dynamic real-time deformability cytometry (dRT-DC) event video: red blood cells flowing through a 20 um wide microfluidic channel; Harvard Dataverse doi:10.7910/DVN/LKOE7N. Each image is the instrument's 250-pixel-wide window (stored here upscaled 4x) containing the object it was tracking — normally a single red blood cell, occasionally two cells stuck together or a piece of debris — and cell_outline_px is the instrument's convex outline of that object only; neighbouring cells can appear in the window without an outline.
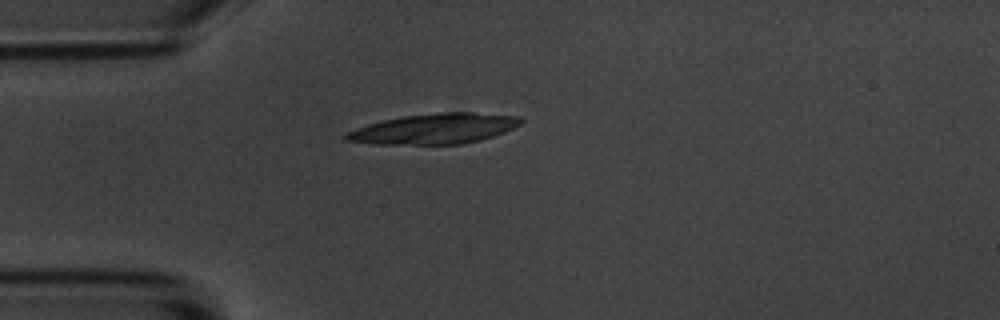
{"species": "common noctule bat (a hibernating species)", "species_latin": "Nyctalus noctula", "temperature_condition": "room temperature", "stored_images_in_passage": 41, "camera_frame_rate_fps": 3000, "um_per_image_px": 0.085, "animal": {"sex": "male", "body_mass_g": 20.1, "forearm_length_mm": 53.5}, "frame": {"image": 1, "passage_image": 1, "time_ms": 0.0, "image_size_px": [1000, 320], "cell_outline_px": [[524, 120], [520, 124], [504, 132], [480, 140], [464, 144], [372, 144], [344, 140], [340, 136], [344, 132], [368, 124], [384, 120], [404, 116], [440, 112], [472, 112], [520, 116]], "centroid_in_image_um": [36.88, 10.94], "position_along_channel_um": 48.1, "area_um2": 31.04}}
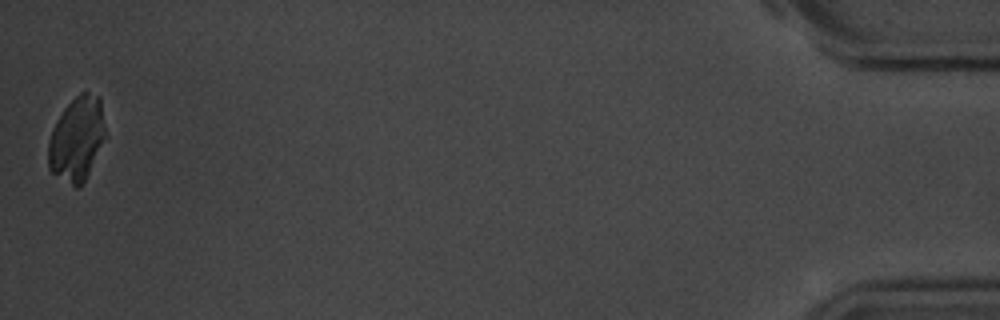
{"frame": {"image": 2, "passage_image": 41, "time_ms": 13.333, "image_size_px": [1000, 320], "cell_outline_px": [[108, 136], [80, 188], [76, 188], [52, 172], [48, 168], [48, 140], [52, 128], [56, 120], [64, 108], [80, 92], [88, 92], [100, 96]], "centroid_in_image_um": [6.56, 11.79], "position_along_channel_um": 428.6, "area_um2": 28.55}}